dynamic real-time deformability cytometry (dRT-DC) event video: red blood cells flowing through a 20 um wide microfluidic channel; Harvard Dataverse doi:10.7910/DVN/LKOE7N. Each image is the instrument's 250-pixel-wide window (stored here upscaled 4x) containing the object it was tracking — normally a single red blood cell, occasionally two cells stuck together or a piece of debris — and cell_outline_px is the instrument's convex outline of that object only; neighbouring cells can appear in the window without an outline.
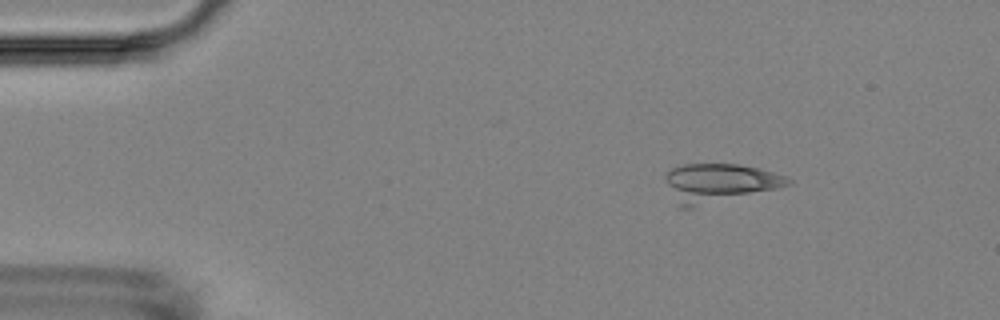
{"species": "Egyptian fruit bat (a non-hibernating species)", "species_latin": "Rousettus aegyptiacus", "temperature_condition": "room temperature", "stored_images_in_passage": 5, "camera_frame_rate_fps": 3000, "um_per_image_px": 0.085, "animal": {"sex": "female"}, "frame": {"image": 1, "passage_image": 3, "time_ms": 2.333, "image_size_px": [1000, 320], "cell_outline_px": [[792, 184], [776, 188], [692, 208], [680, 208], [664, 180], [664, 176], [672, 168], [684, 164], [740, 164], [788, 176], [792, 180]], "centroid_in_image_um": [61.11, 15.54], "position_along_channel_um": 23.9, "area_um2": 27.34}}